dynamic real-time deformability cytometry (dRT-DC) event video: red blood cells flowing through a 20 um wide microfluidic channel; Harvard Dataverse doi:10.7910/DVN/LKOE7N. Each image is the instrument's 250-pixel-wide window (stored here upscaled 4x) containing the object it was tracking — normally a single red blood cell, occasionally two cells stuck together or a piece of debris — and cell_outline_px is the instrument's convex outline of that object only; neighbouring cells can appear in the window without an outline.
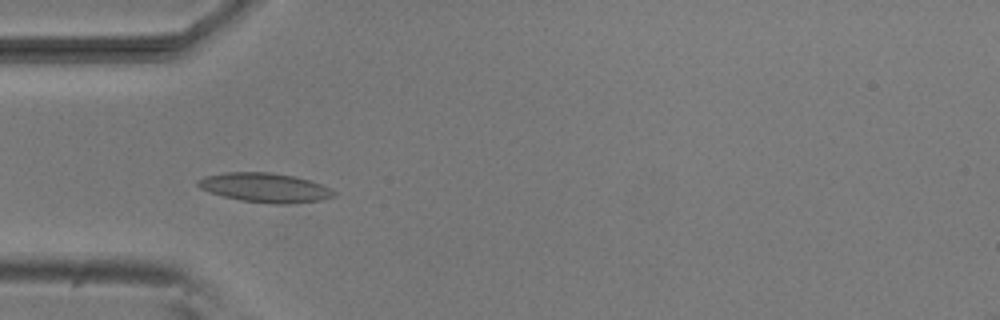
{"species": "common noctule bat (a hibernating species)", "species_latin": "Nyctalus noctula", "temperature_condition": "room temperature", "stored_images_in_passage": 39, "camera_frame_rate_fps": 3000, "um_per_image_px": 0.085, "animal": {"sex": "male", "body_mass_g": 20.5, "forearm_length_mm": 52.5}, "frame": {"image": 1, "passage_image": 2, "time_ms": 0.333, "image_size_px": [1000, 320], "cell_outline_px": [[336, 196], [320, 200], [288, 204], [272, 204], [240, 200], [208, 192], [200, 188], [196, 184], [196, 180], [204, 176], [224, 172], [268, 172], [292, 176], [308, 180], [320, 184], [336, 192]], "centroid_in_image_um": [22.47, 15.95], "position_along_channel_um": 62.5, "area_um2": 23.18}}
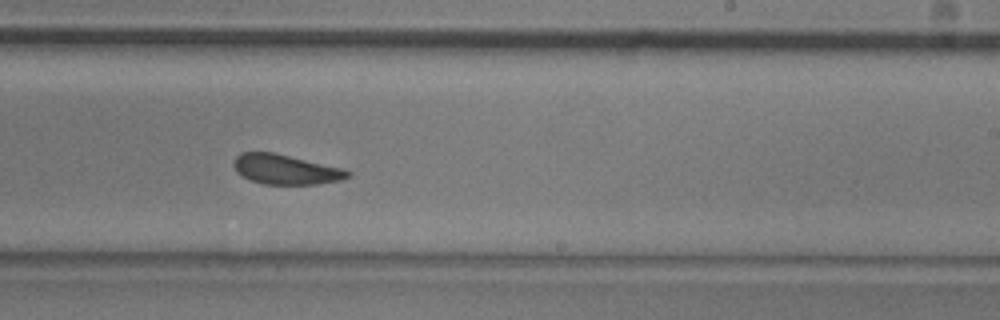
{"frame": {"image": 2, "passage_image": 18, "time_ms": 5.667, "image_size_px": [1000, 320], "cell_outline_px": [[352, 176], [340, 180], [316, 184], [264, 184], [248, 180], [236, 172], [232, 164], [236, 156], [240, 152], [272, 152], [344, 168], [352, 172]], "centroid_in_image_um": [24.27, 14.4], "position_along_channel_um": 264.7, "area_um2": 20.0}}
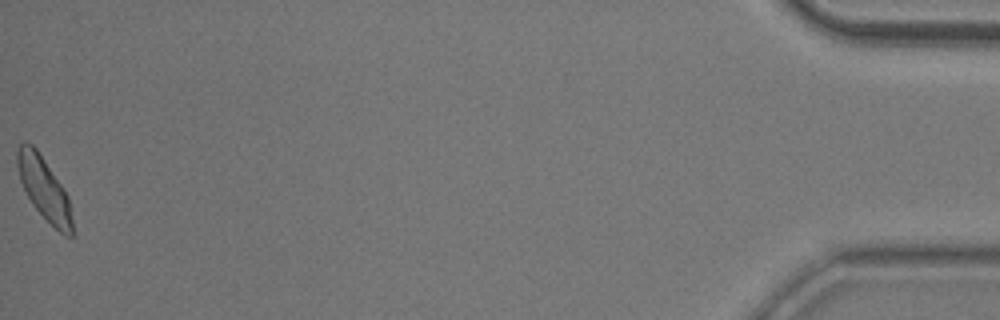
{"frame": {"image": 3, "passage_image": 39, "time_ms": 12.667, "image_size_px": [1000, 320], "cell_outline_px": [[72, 236], [64, 236], [32, 204], [20, 180], [16, 164], [16, 152], [20, 144], [24, 140], [32, 144], [36, 148], [68, 196], [72, 220]], "centroid_in_image_um": [3.72, 15.99], "position_along_channel_um": 431.5, "area_um2": 19.54}, "authors_computed_cell_mechanics": {"area_um2": 20.2878, "velocity_mm_per_s": 3.8143, "shape_relaxation_time_tau1_ms": 3.455, "shape_relaxation_time_tau2_ms": 2.4762, "deformation_change_tau1": 0.0875, "deformation_change_tau2": 0.0983}}